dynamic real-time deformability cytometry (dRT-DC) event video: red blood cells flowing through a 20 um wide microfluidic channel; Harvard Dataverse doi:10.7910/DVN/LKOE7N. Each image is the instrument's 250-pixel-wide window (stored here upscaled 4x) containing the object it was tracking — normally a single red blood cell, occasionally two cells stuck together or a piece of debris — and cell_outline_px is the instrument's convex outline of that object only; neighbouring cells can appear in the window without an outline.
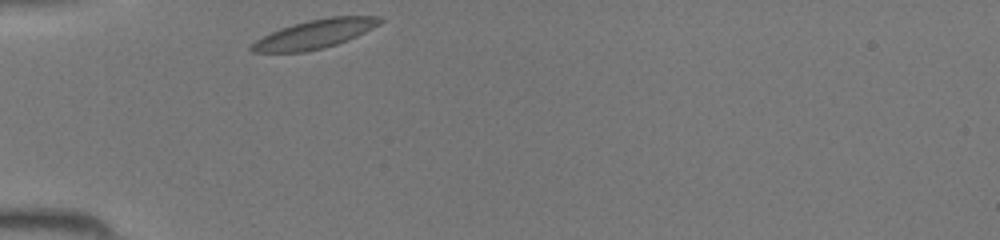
{"species": "common noctule bat (a hibernating species)", "species_latin": "Nyctalus noctula", "temperature_condition": "room temperature", "stored_images_in_passage": 25, "camera_frame_rate_fps": 3000, "um_per_image_px": 0.085, "animal": {"sex": "female", "body_mass_g": 19.5, "forearm_length_mm": 54.1}, "frame": {"image": 1, "passage_image": 1, "time_ms": 0.0, "image_size_px": [1000, 240], "cell_outline_px": [[384, 20], [380, 24], [348, 40], [324, 48], [304, 52], [252, 52], [248, 48], [256, 40], [280, 28], [292, 24], [308, 20], [328, 16], [380, 16]], "centroid_in_image_um": [26.77, 2.89], "position_along_channel_um": 58.2, "area_um2": 21.5}}
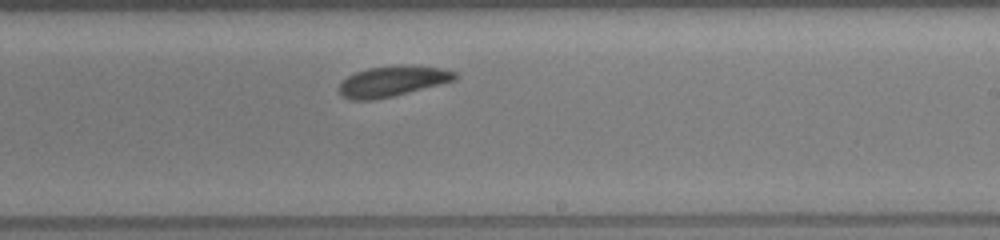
{"frame": {"image": 2, "passage_image": 15, "time_ms": 4.667, "image_size_px": [1000, 240], "cell_outline_px": [[460, 76], [456, 80], [376, 100], [352, 100], [344, 96], [340, 92], [340, 84], [348, 76], [356, 72], [368, 68], [440, 68], [456, 72]], "centroid_in_image_um": [33.35, 6.96], "position_along_channel_um": 255.7, "area_um2": 19.42}}
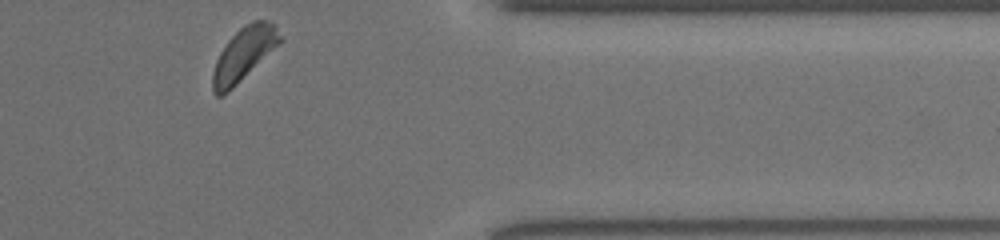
{"frame": {"image": 3, "passage_image": 25, "time_ms": 8.0, "image_size_px": [1000, 240], "cell_outline_px": [[280, 44], [224, 96], [216, 96], [212, 92], [212, 72], [216, 60], [220, 52], [228, 40], [244, 24], [252, 20], [268, 20], [276, 24], [280, 36]], "centroid_in_image_um": [20.71, 4.6], "position_along_channel_um": 390.7, "area_um2": 20.98}}